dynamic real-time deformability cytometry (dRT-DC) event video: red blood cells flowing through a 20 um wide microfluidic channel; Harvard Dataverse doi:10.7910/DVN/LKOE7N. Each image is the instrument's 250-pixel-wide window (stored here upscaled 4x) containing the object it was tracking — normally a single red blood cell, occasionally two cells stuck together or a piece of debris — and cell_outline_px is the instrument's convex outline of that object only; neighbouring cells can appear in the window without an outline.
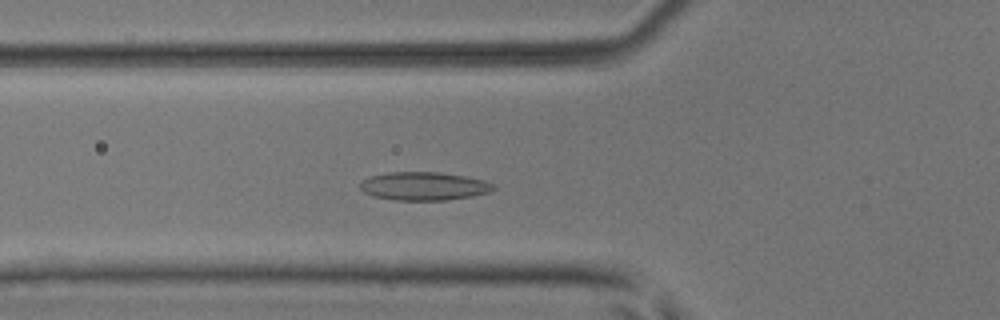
{"species": "common noctule bat (a hibernating species)", "species_latin": "Nyctalus noctula", "temperature_condition": "room temperature", "stored_images_in_passage": 47, "camera_frame_rate_fps": 3000, "um_per_image_px": 0.085, "animal": {"sex": "male", "body_mass_g": 17.9, "forearm_length_mm": 54.2}, "frame": {"image": 1, "passage_image": 15, "time_ms": 4.667, "image_size_px": [1000, 320], "cell_outline_px": [[496, 188], [488, 192], [472, 196], [444, 200], [392, 200], [372, 196], [364, 192], [360, 188], [360, 184], [364, 180], [372, 176], [388, 172], [440, 172], [464, 176], [484, 180], [496, 184]], "centroid_in_image_um": [36.05, 15.82], "position_along_channel_um": 89.8, "area_um2": 21.96}}
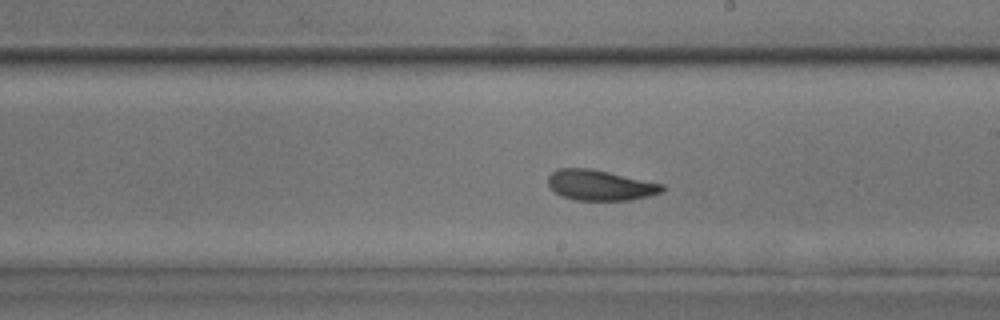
{"frame": {"image": 2, "passage_image": 26, "time_ms": 8.333, "image_size_px": [1000, 320], "cell_outline_px": [[664, 192], [632, 200], [576, 200], [564, 196], [556, 192], [548, 184], [548, 176], [552, 172], [560, 168], [588, 168], [608, 172], [664, 184]], "centroid_in_image_um": [51.04, 15.74], "position_along_channel_um": 238.0, "area_um2": 20.06}}
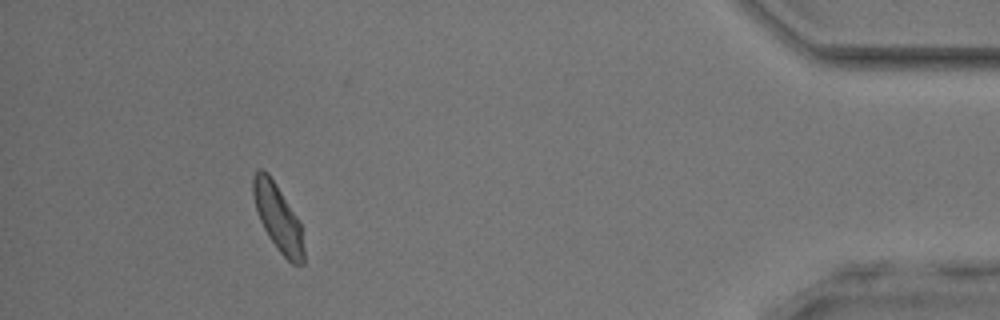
{"frame": {"image": 3, "passage_image": 43, "time_ms": 14.0, "image_size_px": [1000, 320], "cell_outline_px": [[304, 264], [292, 264], [276, 248], [268, 236], [260, 220], [256, 208], [252, 192], [252, 176], [260, 168], [268, 172], [300, 220], [304, 248]], "centroid_in_image_um": [23.63, 18.49], "position_along_channel_um": 411.6, "area_um2": 19.77}, "authors_computed_cell_mechanics": {"area_um2": 20.2878, "velocity_mm_per_s": 4.0524, "shape_relaxation_time_tau1_ms": 5.2253, "shape_relaxation_time_tau2_ms": 8.4837, "deformation_change_tau1": 0.1009, "deformation_change_tau2": 0.1371}}